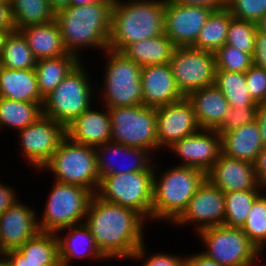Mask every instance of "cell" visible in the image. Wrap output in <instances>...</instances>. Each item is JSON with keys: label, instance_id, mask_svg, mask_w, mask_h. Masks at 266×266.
Here are the masks:
<instances>
[{"label": "cell", "instance_id": "obj_56", "mask_svg": "<svg viewBox=\"0 0 266 266\" xmlns=\"http://www.w3.org/2000/svg\"><path fill=\"white\" fill-rule=\"evenodd\" d=\"M1 3H10L11 0H0Z\"/></svg>", "mask_w": 266, "mask_h": 266}, {"label": "cell", "instance_id": "obj_50", "mask_svg": "<svg viewBox=\"0 0 266 266\" xmlns=\"http://www.w3.org/2000/svg\"><path fill=\"white\" fill-rule=\"evenodd\" d=\"M187 266H223L207 257L204 253L193 254L187 257Z\"/></svg>", "mask_w": 266, "mask_h": 266}, {"label": "cell", "instance_id": "obj_46", "mask_svg": "<svg viewBox=\"0 0 266 266\" xmlns=\"http://www.w3.org/2000/svg\"><path fill=\"white\" fill-rule=\"evenodd\" d=\"M0 259L7 266H39L26 260V257H24L17 249L5 252L0 256Z\"/></svg>", "mask_w": 266, "mask_h": 266}, {"label": "cell", "instance_id": "obj_10", "mask_svg": "<svg viewBox=\"0 0 266 266\" xmlns=\"http://www.w3.org/2000/svg\"><path fill=\"white\" fill-rule=\"evenodd\" d=\"M46 206L38 218L41 232L58 233L60 229L85 222L88 203L92 193L79 185L54 181Z\"/></svg>", "mask_w": 266, "mask_h": 266}, {"label": "cell", "instance_id": "obj_29", "mask_svg": "<svg viewBox=\"0 0 266 266\" xmlns=\"http://www.w3.org/2000/svg\"><path fill=\"white\" fill-rule=\"evenodd\" d=\"M80 62L82 59L71 53L37 60L34 69L41 97L49 95Z\"/></svg>", "mask_w": 266, "mask_h": 266}, {"label": "cell", "instance_id": "obj_16", "mask_svg": "<svg viewBox=\"0 0 266 266\" xmlns=\"http://www.w3.org/2000/svg\"><path fill=\"white\" fill-rule=\"evenodd\" d=\"M156 114L159 148H169L177 141L200 130L192 104L187 97L156 108Z\"/></svg>", "mask_w": 266, "mask_h": 266}, {"label": "cell", "instance_id": "obj_21", "mask_svg": "<svg viewBox=\"0 0 266 266\" xmlns=\"http://www.w3.org/2000/svg\"><path fill=\"white\" fill-rule=\"evenodd\" d=\"M143 90L142 105L158 108L182 99L169 63L143 67L141 70Z\"/></svg>", "mask_w": 266, "mask_h": 266}, {"label": "cell", "instance_id": "obj_55", "mask_svg": "<svg viewBox=\"0 0 266 266\" xmlns=\"http://www.w3.org/2000/svg\"><path fill=\"white\" fill-rule=\"evenodd\" d=\"M98 1L103 0H70V5H85V4H93Z\"/></svg>", "mask_w": 266, "mask_h": 266}, {"label": "cell", "instance_id": "obj_35", "mask_svg": "<svg viewBox=\"0 0 266 266\" xmlns=\"http://www.w3.org/2000/svg\"><path fill=\"white\" fill-rule=\"evenodd\" d=\"M214 84L225 96L231 108L258 105L250 96L245 73L216 70Z\"/></svg>", "mask_w": 266, "mask_h": 266}, {"label": "cell", "instance_id": "obj_28", "mask_svg": "<svg viewBox=\"0 0 266 266\" xmlns=\"http://www.w3.org/2000/svg\"><path fill=\"white\" fill-rule=\"evenodd\" d=\"M175 48L173 42L163 34L134 42L128 45L122 53L143 68L169 63Z\"/></svg>", "mask_w": 266, "mask_h": 266}, {"label": "cell", "instance_id": "obj_23", "mask_svg": "<svg viewBox=\"0 0 266 266\" xmlns=\"http://www.w3.org/2000/svg\"><path fill=\"white\" fill-rule=\"evenodd\" d=\"M69 230L66 236H57L59 241V260L61 266H70L74 258H86L92 256L94 259H117L124 256H104L97 247L89 227L85 223L73 225L60 229ZM84 245V246H83Z\"/></svg>", "mask_w": 266, "mask_h": 266}, {"label": "cell", "instance_id": "obj_30", "mask_svg": "<svg viewBox=\"0 0 266 266\" xmlns=\"http://www.w3.org/2000/svg\"><path fill=\"white\" fill-rule=\"evenodd\" d=\"M232 18L233 16L226 6L212 11L200 30L196 42L191 47L215 53L226 43Z\"/></svg>", "mask_w": 266, "mask_h": 266}, {"label": "cell", "instance_id": "obj_40", "mask_svg": "<svg viewBox=\"0 0 266 266\" xmlns=\"http://www.w3.org/2000/svg\"><path fill=\"white\" fill-rule=\"evenodd\" d=\"M225 6L234 18L253 23L266 15V0H225Z\"/></svg>", "mask_w": 266, "mask_h": 266}, {"label": "cell", "instance_id": "obj_3", "mask_svg": "<svg viewBox=\"0 0 266 266\" xmlns=\"http://www.w3.org/2000/svg\"><path fill=\"white\" fill-rule=\"evenodd\" d=\"M165 0H114L108 49L122 52L128 45L164 34Z\"/></svg>", "mask_w": 266, "mask_h": 266}, {"label": "cell", "instance_id": "obj_32", "mask_svg": "<svg viewBox=\"0 0 266 266\" xmlns=\"http://www.w3.org/2000/svg\"><path fill=\"white\" fill-rule=\"evenodd\" d=\"M43 115V107L40 103L15 101L8 98H0V127L23 130L34 123Z\"/></svg>", "mask_w": 266, "mask_h": 266}, {"label": "cell", "instance_id": "obj_12", "mask_svg": "<svg viewBox=\"0 0 266 266\" xmlns=\"http://www.w3.org/2000/svg\"><path fill=\"white\" fill-rule=\"evenodd\" d=\"M177 88L186 97L189 93L214 85L215 55L191 46L176 47L169 62Z\"/></svg>", "mask_w": 266, "mask_h": 266}, {"label": "cell", "instance_id": "obj_5", "mask_svg": "<svg viewBox=\"0 0 266 266\" xmlns=\"http://www.w3.org/2000/svg\"><path fill=\"white\" fill-rule=\"evenodd\" d=\"M41 169L51 171L57 182L79 185L92 194L99 186L95 148L73 142L67 136Z\"/></svg>", "mask_w": 266, "mask_h": 266}, {"label": "cell", "instance_id": "obj_4", "mask_svg": "<svg viewBox=\"0 0 266 266\" xmlns=\"http://www.w3.org/2000/svg\"><path fill=\"white\" fill-rule=\"evenodd\" d=\"M160 174L157 177L153 173L152 219L173 224L206 179V173L195 167L175 165Z\"/></svg>", "mask_w": 266, "mask_h": 266}, {"label": "cell", "instance_id": "obj_57", "mask_svg": "<svg viewBox=\"0 0 266 266\" xmlns=\"http://www.w3.org/2000/svg\"><path fill=\"white\" fill-rule=\"evenodd\" d=\"M0 266H7V265L0 259Z\"/></svg>", "mask_w": 266, "mask_h": 266}, {"label": "cell", "instance_id": "obj_47", "mask_svg": "<svg viewBox=\"0 0 266 266\" xmlns=\"http://www.w3.org/2000/svg\"><path fill=\"white\" fill-rule=\"evenodd\" d=\"M12 188L0 183V216L18 201Z\"/></svg>", "mask_w": 266, "mask_h": 266}, {"label": "cell", "instance_id": "obj_14", "mask_svg": "<svg viewBox=\"0 0 266 266\" xmlns=\"http://www.w3.org/2000/svg\"><path fill=\"white\" fill-rule=\"evenodd\" d=\"M224 217V193L206 178L189 201L186 209L173 223L186 225L197 222L196 230L199 233L203 229L223 225Z\"/></svg>", "mask_w": 266, "mask_h": 266}, {"label": "cell", "instance_id": "obj_53", "mask_svg": "<svg viewBox=\"0 0 266 266\" xmlns=\"http://www.w3.org/2000/svg\"><path fill=\"white\" fill-rule=\"evenodd\" d=\"M256 28L258 32L266 34V15L256 22Z\"/></svg>", "mask_w": 266, "mask_h": 266}, {"label": "cell", "instance_id": "obj_2", "mask_svg": "<svg viewBox=\"0 0 266 266\" xmlns=\"http://www.w3.org/2000/svg\"><path fill=\"white\" fill-rule=\"evenodd\" d=\"M114 0H103L93 4L69 5L55 13L68 53L80 58L83 47L108 49ZM79 51V52H78Z\"/></svg>", "mask_w": 266, "mask_h": 266}, {"label": "cell", "instance_id": "obj_33", "mask_svg": "<svg viewBox=\"0 0 266 266\" xmlns=\"http://www.w3.org/2000/svg\"><path fill=\"white\" fill-rule=\"evenodd\" d=\"M10 8L15 30L48 23L55 18L48 0H11Z\"/></svg>", "mask_w": 266, "mask_h": 266}, {"label": "cell", "instance_id": "obj_17", "mask_svg": "<svg viewBox=\"0 0 266 266\" xmlns=\"http://www.w3.org/2000/svg\"><path fill=\"white\" fill-rule=\"evenodd\" d=\"M169 148L184 160L178 165L195 167L207 173L222 153L221 134L216 130L200 129Z\"/></svg>", "mask_w": 266, "mask_h": 266}, {"label": "cell", "instance_id": "obj_43", "mask_svg": "<svg viewBox=\"0 0 266 266\" xmlns=\"http://www.w3.org/2000/svg\"><path fill=\"white\" fill-rule=\"evenodd\" d=\"M172 253H156L148 257L142 266H187V257L181 258Z\"/></svg>", "mask_w": 266, "mask_h": 266}, {"label": "cell", "instance_id": "obj_51", "mask_svg": "<svg viewBox=\"0 0 266 266\" xmlns=\"http://www.w3.org/2000/svg\"><path fill=\"white\" fill-rule=\"evenodd\" d=\"M256 121L260 129L262 143L266 146V102L258 103Z\"/></svg>", "mask_w": 266, "mask_h": 266}, {"label": "cell", "instance_id": "obj_8", "mask_svg": "<svg viewBox=\"0 0 266 266\" xmlns=\"http://www.w3.org/2000/svg\"><path fill=\"white\" fill-rule=\"evenodd\" d=\"M154 171L107 175L100 179L95 193L100 199L139 212L152 219Z\"/></svg>", "mask_w": 266, "mask_h": 266}, {"label": "cell", "instance_id": "obj_6", "mask_svg": "<svg viewBox=\"0 0 266 266\" xmlns=\"http://www.w3.org/2000/svg\"><path fill=\"white\" fill-rule=\"evenodd\" d=\"M104 52L109 55L103 75V106L115 108L142 105V68L122 52L109 49Z\"/></svg>", "mask_w": 266, "mask_h": 266}, {"label": "cell", "instance_id": "obj_38", "mask_svg": "<svg viewBox=\"0 0 266 266\" xmlns=\"http://www.w3.org/2000/svg\"><path fill=\"white\" fill-rule=\"evenodd\" d=\"M256 23L232 18L227 33V45L253 56L256 41Z\"/></svg>", "mask_w": 266, "mask_h": 266}, {"label": "cell", "instance_id": "obj_15", "mask_svg": "<svg viewBox=\"0 0 266 266\" xmlns=\"http://www.w3.org/2000/svg\"><path fill=\"white\" fill-rule=\"evenodd\" d=\"M213 10L165 0L164 34L176 47L192 46Z\"/></svg>", "mask_w": 266, "mask_h": 266}, {"label": "cell", "instance_id": "obj_26", "mask_svg": "<svg viewBox=\"0 0 266 266\" xmlns=\"http://www.w3.org/2000/svg\"><path fill=\"white\" fill-rule=\"evenodd\" d=\"M0 98L40 103L43 106L35 69H9L0 66Z\"/></svg>", "mask_w": 266, "mask_h": 266}, {"label": "cell", "instance_id": "obj_36", "mask_svg": "<svg viewBox=\"0 0 266 266\" xmlns=\"http://www.w3.org/2000/svg\"><path fill=\"white\" fill-rule=\"evenodd\" d=\"M260 190L233 191L224 193V224L228 227L242 228L254 201L261 195Z\"/></svg>", "mask_w": 266, "mask_h": 266}, {"label": "cell", "instance_id": "obj_13", "mask_svg": "<svg viewBox=\"0 0 266 266\" xmlns=\"http://www.w3.org/2000/svg\"><path fill=\"white\" fill-rule=\"evenodd\" d=\"M18 132L23 157L25 156L30 165L40 170L66 136L65 127L44 114Z\"/></svg>", "mask_w": 266, "mask_h": 266}, {"label": "cell", "instance_id": "obj_31", "mask_svg": "<svg viewBox=\"0 0 266 266\" xmlns=\"http://www.w3.org/2000/svg\"><path fill=\"white\" fill-rule=\"evenodd\" d=\"M57 233L39 231L17 250L39 266H61Z\"/></svg>", "mask_w": 266, "mask_h": 266}, {"label": "cell", "instance_id": "obj_18", "mask_svg": "<svg viewBox=\"0 0 266 266\" xmlns=\"http://www.w3.org/2000/svg\"><path fill=\"white\" fill-rule=\"evenodd\" d=\"M15 202L0 216V256L20 248L40 230L36 210Z\"/></svg>", "mask_w": 266, "mask_h": 266}, {"label": "cell", "instance_id": "obj_45", "mask_svg": "<svg viewBox=\"0 0 266 266\" xmlns=\"http://www.w3.org/2000/svg\"><path fill=\"white\" fill-rule=\"evenodd\" d=\"M173 4L197 6L217 10L225 7V0H166Z\"/></svg>", "mask_w": 266, "mask_h": 266}, {"label": "cell", "instance_id": "obj_1", "mask_svg": "<svg viewBox=\"0 0 266 266\" xmlns=\"http://www.w3.org/2000/svg\"><path fill=\"white\" fill-rule=\"evenodd\" d=\"M145 220L139 212L106 202L93 194L84 223L104 256H124L137 260L146 256L143 236Z\"/></svg>", "mask_w": 266, "mask_h": 266}, {"label": "cell", "instance_id": "obj_48", "mask_svg": "<svg viewBox=\"0 0 266 266\" xmlns=\"http://www.w3.org/2000/svg\"><path fill=\"white\" fill-rule=\"evenodd\" d=\"M254 169L259 183L266 188V146L257 156L254 162Z\"/></svg>", "mask_w": 266, "mask_h": 266}, {"label": "cell", "instance_id": "obj_41", "mask_svg": "<svg viewBox=\"0 0 266 266\" xmlns=\"http://www.w3.org/2000/svg\"><path fill=\"white\" fill-rule=\"evenodd\" d=\"M258 105L246 107H229L223 117V125L217 130L221 135L239 128L242 125L252 123L257 119Z\"/></svg>", "mask_w": 266, "mask_h": 266}, {"label": "cell", "instance_id": "obj_24", "mask_svg": "<svg viewBox=\"0 0 266 266\" xmlns=\"http://www.w3.org/2000/svg\"><path fill=\"white\" fill-rule=\"evenodd\" d=\"M186 97L192 104L200 129L217 131L223 125L224 114L230 106L215 84L197 89Z\"/></svg>", "mask_w": 266, "mask_h": 266}, {"label": "cell", "instance_id": "obj_42", "mask_svg": "<svg viewBox=\"0 0 266 266\" xmlns=\"http://www.w3.org/2000/svg\"><path fill=\"white\" fill-rule=\"evenodd\" d=\"M246 85L256 103L266 102V70L252 65L246 72Z\"/></svg>", "mask_w": 266, "mask_h": 266}, {"label": "cell", "instance_id": "obj_54", "mask_svg": "<svg viewBox=\"0 0 266 266\" xmlns=\"http://www.w3.org/2000/svg\"><path fill=\"white\" fill-rule=\"evenodd\" d=\"M13 30H0V57L2 54L3 46L8 34Z\"/></svg>", "mask_w": 266, "mask_h": 266}, {"label": "cell", "instance_id": "obj_52", "mask_svg": "<svg viewBox=\"0 0 266 266\" xmlns=\"http://www.w3.org/2000/svg\"><path fill=\"white\" fill-rule=\"evenodd\" d=\"M48 3L54 13L68 7L70 5V0H48Z\"/></svg>", "mask_w": 266, "mask_h": 266}, {"label": "cell", "instance_id": "obj_27", "mask_svg": "<svg viewBox=\"0 0 266 266\" xmlns=\"http://www.w3.org/2000/svg\"><path fill=\"white\" fill-rule=\"evenodd\" d=\"M19 31L26 38L29 48L37 60L66 55L60 28L55 21L30 25Z\"/></svg>", "mask_w": 266, "mask_h": 266}, {"label": "cell", "instance_id": "obj_34", "mask_svg": "<svg viewBox=\"0 0 266 266\" xmlns=\"http://www.w3.org/2000/svg\"><path fill=\"white\" fill-rule=\"evenodd\" d=\"M37 59L19 30L11 31L4 43L0 66L9 69H34Z\"/></svg>", "mask_w": 266, "mask_h": 266}, {"label": "cell", "instance_id": "obj_20", "mask_svg": "<svg viewBox=\"0 0 266 266\" xmlns=\"http://www.w3.org/2000/svg\"><path fill=\"white\" fill-rule=\"evenodd\" d=\"M97 170L100 179L107 175L123 174L130 172L140 171H154L155 165L151 163V154L149 150L142 148L128 147L121 143L107 142L100 146L95 147ZM124 159L129 158L131 161L128 166L123 165L122 167L116 165L114 158L121 157ZM113 158V159H112ZM115 158V160H116ZM121 159V158H120ZM124 161V160H123ZM153 165V166H152Z\"/></svg>", "mask_w": 266, "mask_h": 266}, {"label": "cell", "instance_id": "obj_25", "mask_svg": "<svg viewBox=\"0 0 266 266\" xmlns=\"http://www.w3.org/2000/svg\"><path fill=\"white\" fill-rule=\"evenodd\" d=\"M221 148L227 157L254 163L264 148L257 121L223 133Z\"/></svg>", "mask_w": 266, "mask_h": 266}, {"label": "cell", "instance_id": "obj_49", "mask_svg": "<svg viewBox=\"0 0 266 266\" xmlns=\"http://www.w3.org/2000/svg\"><path fill=\"white\" fill-rule=\"evenodd\" d=\"M0 30H15L12 21L10 3L0 2Z\"/></svg>", "mask_w": 266, "mask_h": 266}, {"label": "cell", "instance_id": "obj_37", "mask_svg": "<svg viewBox=\"0 0 266 266\" xmlns=\"http://www.w3.org/2000/svg\"><path fill=\"white\" fill-rule=\"evenodd\" d=\"M242 231L262 253L266 248V193L261 194L253 203Z\"/></svg>", "mask_w": 266, "mask_h": 266}, {"label": "cell", "instance_id": "obj_11", "mask_svg": "<svg viewBox=\"0 0 266 266\" xmlns=\"http://www.w3.org/2000/svg\"><path fill=\"white\" fill-rule=\"evenodd\" d=\"M198 235L207 248L202 253L220 265L253 266L261 257L241 228L218 225L203 229Z\"/></svg>", "mask_w": 266, "mask_h": 266}, {"label": "cell", "instance_id": "obj_22", "mask_svg": "<svg viewBox=\"0 0 266 266\" xmlns=\"http://www.w3.org/2000/svg\"><path fill=\"white\" fill-rule=\"evenodd\" d=\"M104 110H93L91 106L65 127L66 136L73 142L94 148L109 142L111 117L108 108Z\"/></svg>", "mask_w": 266, "mask_h": 266}, {"label": "cell", "instance_id": "obj_19", "mask_svg": "<svg viewBox=\"0 0 266 266\" xmlns=\"http://www.w3.org/2000/svg\"><path fill=\"white\" fill-rule=\"evenodd\" d=\"M206 178L223 193L265 189L256 177L254 163L230 158L222 153L206 173Z\"/></svg>", "mask_w": 266, "mask_h": 266}, {"label": "cell", "instance_id": "obj_7", "mask_svg": "<svg viewBox=\"0 0 266 266\" xmlns=\"http://www.w3.org/2000/svg\"><path fill=\"white\" fill-rule=\"evenodd\" d=\"M81 63L44 98L43 114L64 127L91 107L93 85Z\"/></svg>", "mask_w": 266, "mask_h": 266}, {"label": "cell", "instance_id": "obj_9", "mask_svg": "<svg viewBox=\"0 0 266 266\" xmlns=\"http://www.w3.org/2000/svg\"><path fill=\"white\" fill-rule=\"evenodd\" d=\"M108 110L112 125L111 142L149 151L159 149L156 108L134 105Z\"/></svg>", "mask_w": 266, "mask_h": 266}, {"label": "cell", "instance_id": "obj_44", "mask_svg": "<svg viewBox=\"0 0 266 266\" xmlns=\"http://www.w3.org/2000/svg\"><path fill=\"white\" fill-rule=\"evenodd\" d=\"M253 65L266 70V34L256 32Z\"/></svg>", "mask_w": 266, "mask_h": 266}, {"label": "cell", "instance_id": "obj_39", "mask_svg": "<svg viewBox=\"0 0 266 266\" xmlns=\"http://www.w3.org/2000/svg\"><path fill=\"white\" fill-rule=\"evenodd\" d=\"M216 70L245 73L253 65V56L224 44L215 53Z\"/></svg>", "mask_w": 266, "mask_h": 266}]
</instances>
